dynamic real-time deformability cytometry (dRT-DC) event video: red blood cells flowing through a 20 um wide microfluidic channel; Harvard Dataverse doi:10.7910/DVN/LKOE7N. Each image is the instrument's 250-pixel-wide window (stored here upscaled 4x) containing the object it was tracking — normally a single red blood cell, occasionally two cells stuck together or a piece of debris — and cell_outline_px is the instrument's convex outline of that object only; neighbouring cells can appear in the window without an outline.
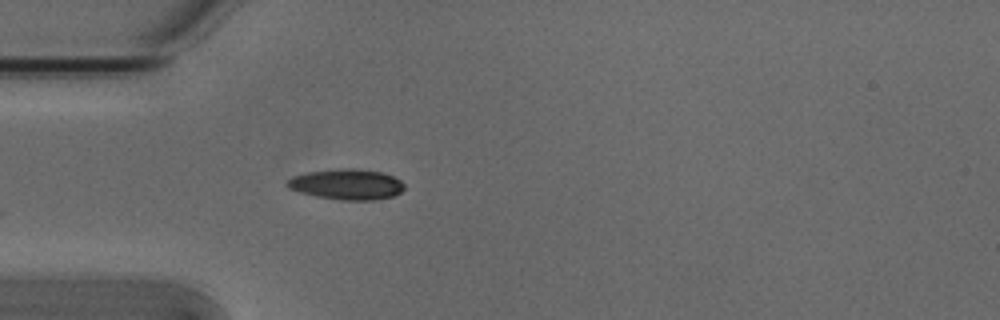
{"species": "Egyptian fruit bat (a non-hibernating species)", "species_latin": "Rousettus aegyptiacus", "temperature_condition": "cold", "stored_images_in_passage": 9, "camera_frame_rate_fps": 3000, "um_per_image_px": 0.085, "animal": {"sex": "male"}, "frame": {"image": 1, "passage_image": 1, "time_ms": 0.0, "image_size_px": [1000, 320], "cell_outline_px": [[404, 188], [400, 192], [392, 196], [376, 200], [340, 200], [316, 196], [300, 192], [288, 188], [284, 184], [292, 176], [308, 172], [340, 168], [352, 168], [380, 172], [392, 176], [400, 180], [404, 184]], "centroid_in_image_um": [29.44, 15.67], "position_along_channel_um": 55.6, "area_um2": 20.81}}
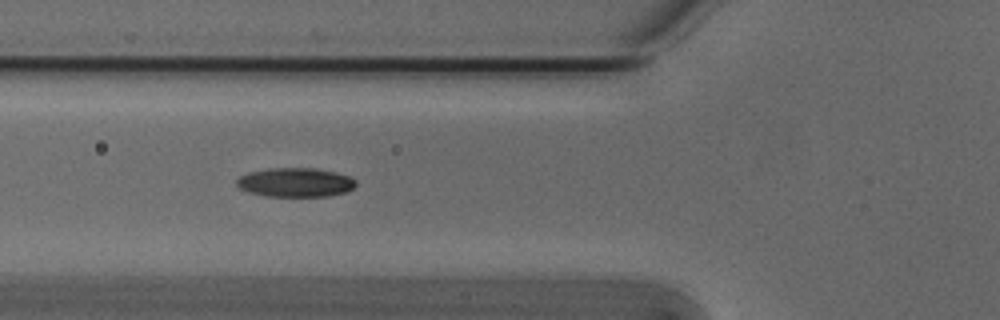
{"frame": {"image": 2, "passage_image": 5, "time_ms": 1.333, "image_size_px": [1000, 320], "cell_outline_px": [[356, 184], [348, 192], [328, 196], [268, 196], [248, 192], [240, 188], [236, 184], [236, 180], [240, 176], [248, 172], [268, 168], [316, 168], [336, 172], [348, 176], [356, 180]], "centroid_in_image_um": [25.11, 15.5], "position_along_channel_um": 100.7, "area_um2": 20.29}}
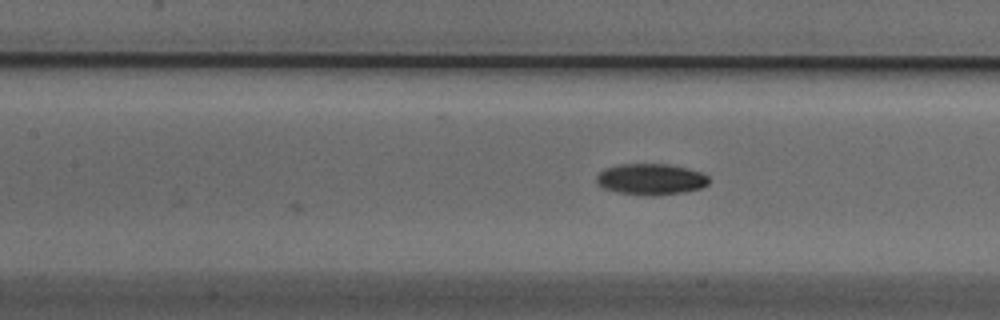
{"frame": {"image": 3, "passage_image": 9, "time_ms": 2.667, "image_size_px": [1000, 320], "cell_outline_px": [[708, 184], [700, 188], [684, 192], [656, 196], [652, 196], [616, 192], [604, 188], [596, 184], [596, 176], [604, 168], [620, 164], [664, 164], [688, 168], [700, 172], [708, 176]], "centroid_in_image_um": [55.29, 15.24], "position_along_channel_um": 152.1, "area_um2": 20.46}}